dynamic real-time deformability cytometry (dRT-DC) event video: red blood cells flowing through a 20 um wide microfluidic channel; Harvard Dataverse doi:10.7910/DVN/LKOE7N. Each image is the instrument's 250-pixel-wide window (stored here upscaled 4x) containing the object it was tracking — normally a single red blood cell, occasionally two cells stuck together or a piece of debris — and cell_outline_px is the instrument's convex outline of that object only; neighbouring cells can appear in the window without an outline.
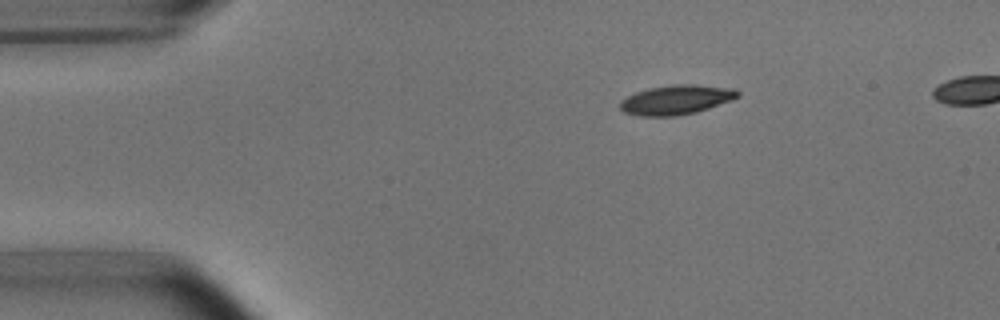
{"species": "common noctule bat (a hibernating species)", "species_latin": "Nyctalus noctula", "temperature_condition": "room temperature", "stored_images_in_passage": 3, "camera_frame_rate_fps": 3000, "um_per_image_px": 0.085, "animal": {"sex": "male", "body_mass_g": 15.6}, "frame": {"image": 1, "passage_image": 1, "time_ms": 0.0, "image_size_px": [1000, 320], "cell_outline_px": [[740, 96], [732, 100], [696, 112], [676, 116], [640, 116], [624, 112], [620, 108], [620, 100], [636, 92], [648, 88], [672, 84], [696, 84], [736, 88], [740, 92]], "centroid_in_image_um": [57.51, 8.47], "position_along_channel_um": 27.5, "area_um2": 20.4}}